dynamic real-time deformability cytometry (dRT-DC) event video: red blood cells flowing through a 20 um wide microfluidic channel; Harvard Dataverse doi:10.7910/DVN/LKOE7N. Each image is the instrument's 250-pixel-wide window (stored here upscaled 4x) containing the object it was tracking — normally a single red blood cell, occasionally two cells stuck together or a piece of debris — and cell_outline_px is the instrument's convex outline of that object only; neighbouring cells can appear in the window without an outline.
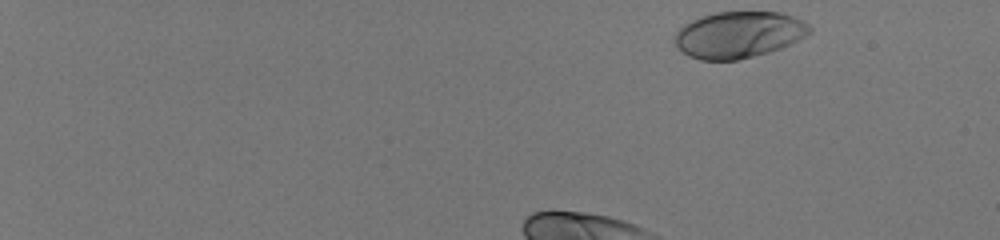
{"species": "human", "species_latin": "Homo sapiens", "temperature_condition": "room temperature", "stored_images_in_passage": 39, "camera_frame_rate_fps": 3000, "um_per_image_px": 0.085, "donor": {"sex": "male"}, "frame": {"image": 1, "passage_image": 1, "time_ms": 0.0, "image_size_px": [1000, 240], "cell_outline_px": [[812, 32], [780, 48], [768, 52], [736, 60], [700, 60], [688, 56], [676, 48], [672, 40], [672, 36], [684, 24], [700, 16], [716, 12], [780, 12], [792, 16], [808, 24], [812, 28]], "centroid_in_image_um": [62.71, 2.95], "position_along_channel_um": 22.3, "area_um2": 36.59}}
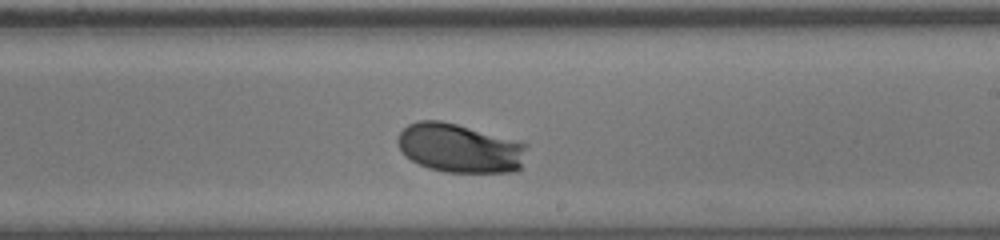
{"frame": {"image": 2, "passage_image": 27, "time_ms": 8.667, "image_size_px": [1000, 240], "cell_outline_px": [[528, 144], [520, 168], [516, 172], [444, 172], [428, 168], [412, 160], [400, 148], [396, 140], [400, 132], [408, 124], [416, 120], [440, 120], [456, 124]], "centroid_in_image_um": [39.06, 12.59], "position_along_channel_um": 249.9, "area_um2": 36.53}}
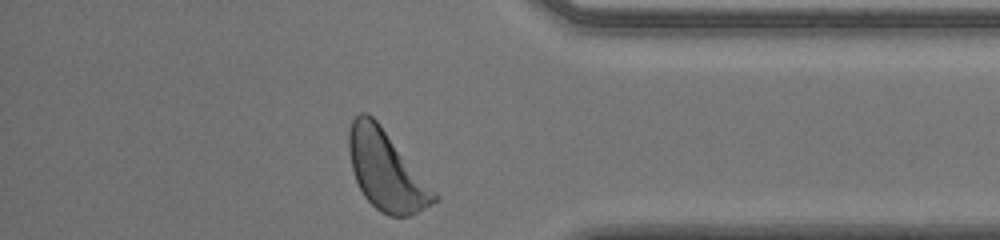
{"frame": {"image": 3, "passage_image": 39, "time_ms": 12.667, "image_size_px": [1000, 240], "cell_outline_px": [[440, 200], [412, 216], [388, 216], [380, 212], [364, 196], [356, 180], [352, 168], [348, 148], [348, 132], [352, 120], [360, 112], [368, 112], [380, 124], [440, 196]], "centroid_in_image_um": [32.85, 14.51], "position_along_channel_um": 402.4, "area_um2": 39.54}, "authors_computed_cell_mechanics": {"area_um2": 36.2984, "velocity_mm_per_s": 3.9788, "shape_relaxation_time_tau1_ms": 1.3122, "shape_relaxation_time_tau2_ms": null, "deformation_change_tau1": 0.1317, "deformation_change_tau2": null}}